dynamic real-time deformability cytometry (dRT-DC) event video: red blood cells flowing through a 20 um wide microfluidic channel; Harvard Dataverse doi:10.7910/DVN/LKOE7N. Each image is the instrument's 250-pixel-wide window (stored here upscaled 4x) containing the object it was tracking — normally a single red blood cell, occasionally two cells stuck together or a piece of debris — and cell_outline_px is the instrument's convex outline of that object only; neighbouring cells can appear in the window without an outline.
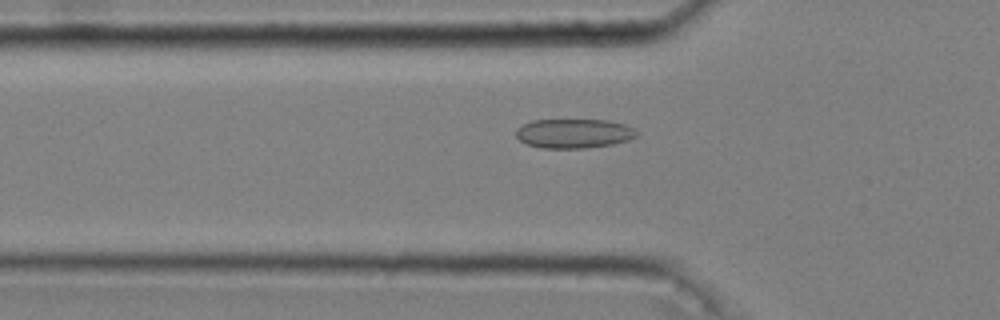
{"species": "common noctule bat (a hibernating species)", "species_latin": "Nyctalus noctula", "temperature_condition": "cold", "stored_images_in_passage": 48, "camera_frame_rate_fps": 3000, "um_per_image_px": 0.085, "animal": {"sex": "male", "body_mass_g": 20.4}, "frame": {"image": 1, "passage_image": 18, "time_ms": 5.667, "image_size_px": [1000, 320], "cell_outline_px": [[640, 132], [636, 136], [628, 140], [612, 144], [584, 148], [540, 148], [528, 144], [520, 140], [516, 136], [516, 128], [532, 120], [608, 120], [624, 124], [636, 128]], "centroid_in_image_um": [48.8, 11.34], "position_along_channel_um": 77.0, "area_um2": 20.69}}
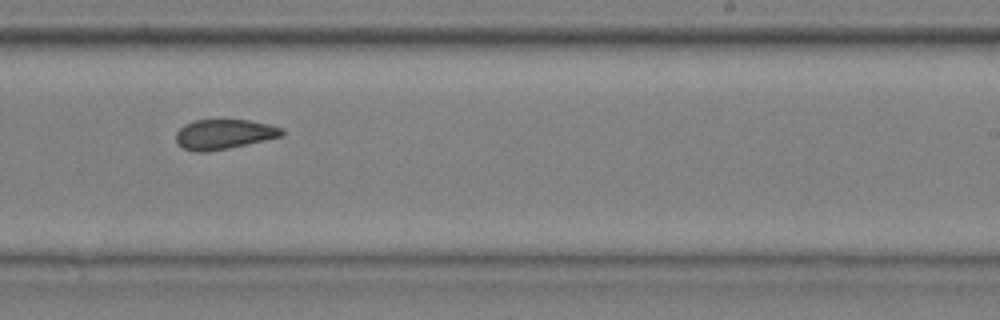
{"frame": {"image": 2, "passage_image": 34, "time_ms": 11.0, "image_size_px": [1000, 320], "cell_outline_px": [[284, 136], [228, 148], [208, 152], [196, 152], [184, 148], [176, 144], [176, 132], [184, 124], [192, 120], [248, 120], [268, 124], [280, 128], [284, 132]], "centroid_in_image_um": [19.0, 11.41], "position_along_channel_um": 270.0, "area_um2": 18.44}}
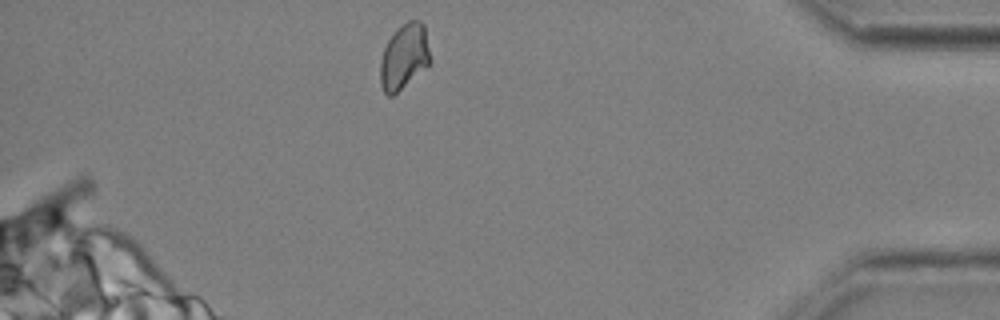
{"frame": {"image": 3, "passage_image": 48, "time_ms": 15.667, "image_size_px": [1000, 320], "cell_outline_px": [[432, 60], [428, 64], [392, 96], [388, 96], [384, 92], [380, 84], [380, 60], [384, 48], [392, 32], [400, 24], [408, 20], [420, 20], [424, 24]], "centroid_in_image_um": [34.34, 4.76], "position_along_channel_um": 400.9, "area_um2": 19.07}, "authors_computed_cell_mechanics": {"area_um2": 19.5075, "velocity_mm_per_s": 3.6201, "shape_relaxation_time_tau1_ms": null, "shape_relaxation_time_tau2_ms": 2.269, "deformation_change_tau1": null, "deformation_change_tau2": 0.0581}}